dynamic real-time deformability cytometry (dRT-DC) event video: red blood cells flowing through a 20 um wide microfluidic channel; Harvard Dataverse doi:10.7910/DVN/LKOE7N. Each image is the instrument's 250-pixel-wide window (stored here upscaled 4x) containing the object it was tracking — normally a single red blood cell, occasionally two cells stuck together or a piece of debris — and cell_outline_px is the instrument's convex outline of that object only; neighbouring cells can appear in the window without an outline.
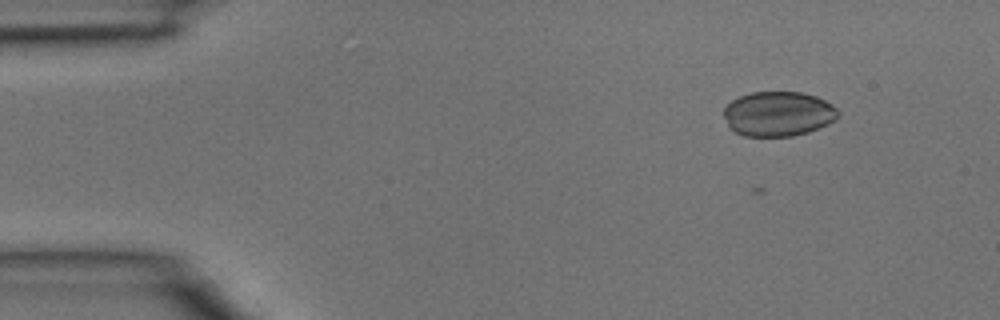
{"species": "common noctule bat (a hibernating species)", "species_latin": "Nyctalus noctula", "temperature_condition": "room temperature", "stored_images_in_passage": 2, "camera_frame_rate_fps": 3000, "um_per_image_px": 0.085, "animal": {"sex": "male", "body_mass_g": 15.6}, "frame": {"image": 1, "passage_image": 1, "time_ms": 0.0, "image_size_px": [1000, 320], "cell_outline_px": [[840, 112], [836, 120], [828, 124], [808, 132], [792, 136], [744, 136], [736, 132], [728, 124], [724, 116], [724, 108], [732, 100], [740, 96], [752, 92], [800, 92], [816, 96], [832, 104]], "centroid_in_image_um": [66.17, 9.67], "position_along_channel_um": 18.8, "area_um2": 29.77}}